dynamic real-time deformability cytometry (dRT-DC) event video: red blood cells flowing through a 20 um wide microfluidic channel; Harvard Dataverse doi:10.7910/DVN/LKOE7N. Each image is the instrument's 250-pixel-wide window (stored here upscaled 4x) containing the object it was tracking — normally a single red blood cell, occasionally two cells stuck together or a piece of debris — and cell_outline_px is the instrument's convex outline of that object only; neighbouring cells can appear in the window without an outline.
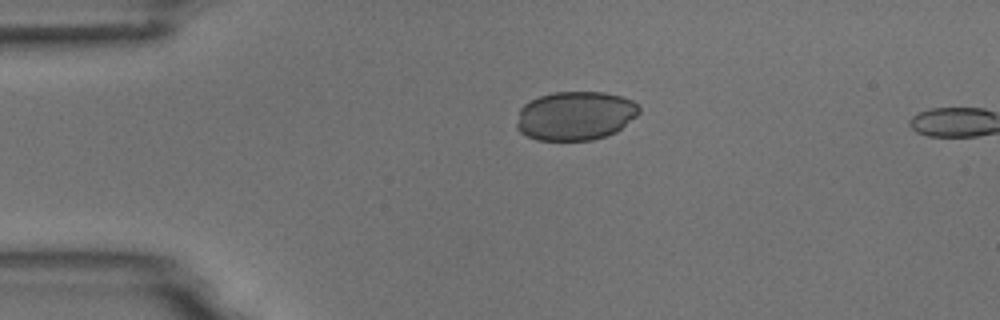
{"species": "common noctule bat (a hibernating species)", "species_latin": "Nyctalus noctula", "temperature_condition": "room temperature", "stored_images_in_passage": 4, "camera_frame_rate_fps": 3000, "um_per_image_px": 0.085, "animal": {"sex": "male", "body_mass_g": 18.8}, "frame": {"image": 1, "passage_image": 3, "time_ms": 0.667, "image_size_px": [1000, 320], "cell_outline_px": [[640, 112], [636, 116], [616, 132], [592, 140], [536, 140], [520, 132], [516, 128], [516, 124], [520, 108], [524, 104], [540, 96], [552, 92], [604, 92], [620, 96], [632, 100], [640, 108]], "centroid_in_image_um": [48.89, 9.84], "position_along_channel_um": 36.1, "area_um2": 34.85}}